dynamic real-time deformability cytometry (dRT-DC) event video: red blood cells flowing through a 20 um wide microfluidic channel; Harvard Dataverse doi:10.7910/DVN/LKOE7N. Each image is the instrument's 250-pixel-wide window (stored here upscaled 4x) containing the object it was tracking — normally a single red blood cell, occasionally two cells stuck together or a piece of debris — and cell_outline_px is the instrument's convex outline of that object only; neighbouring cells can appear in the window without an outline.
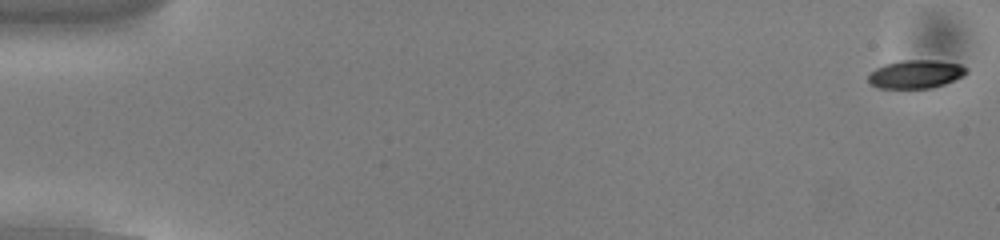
{"species": "common noctule bat (a hibernating species)", "species_latin": "Nyctalus noctula", "temperature_condition": "cold", "stored_images_in_passage": 54, "camera_frame_rate_fps": 3000, "um_per_image_px": 0.085, "animal": {"sex": "male", "body_mass_g": 13.0, "forearm_length_mm": 53.1}, "frame": {"image": 1, "passage_image": 1, "time_ms": 0.0, "image_size_px": [1000, 240], "cell_outline_px": [[968, 72], [944, 84], [932, 88], [880, 88], [872, 84], [868, 80], [868, 76], [876, 68], [884, 64], [900, 60], [932, 60], [960, 64], [968, 68]], "centroid_in_image_um": [77.83, 6.29], "position_along_channel_um": 7.2, "area_um2": 16.01}}
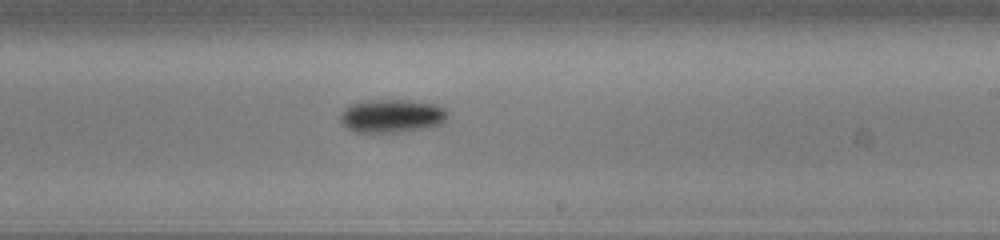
{"frame": {"image": 2, "passage_image": 33, "time_ms": 10.667, "image_size_px": [1000, 240], "cell_outline_px": [[448, 116], [440, 124], [428, 128], [400, 132], [356, 132], [348, 128], [340, 120], [340, 112], [344, 108], [352, 104], [364, 100], [412, 100], [436, 104], [444, 108], [448, 112]], "centroid_in_image_um": [33.32, 9.85], "position_along_channel_um": 255.7, "area_um2": 20.98}}
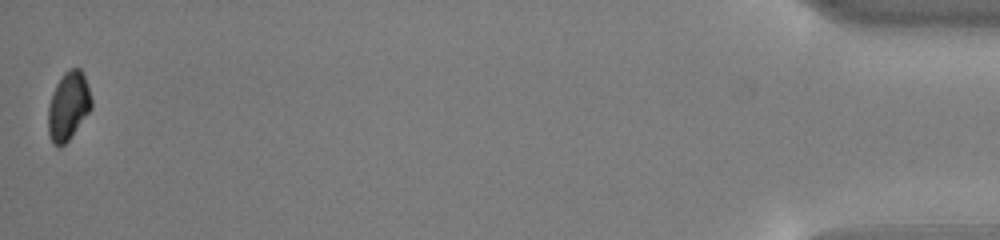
{"frame": {"image": 3, "passage_image": 54, "time_ms": 17.667, "image_size_px": [1000, 240], "cell_outline_px": [[92, 108], [68, 140], [60, 148], [52, 144], [48, 132], [48, 108], [56, 84], [64, 72], [72, 68], [80, 68], [84, 76], [92, 100]], "centroid_in_image_um": [5.8, 9.03], "position_along_channel_um": 429.4, "area_um2": 17.05}, "authors_computed_cell_mechanics": {"area_um2": 18.3515, "velocity_mm_per_s": 3.8168, "shape_relaxation_time_tau1_ms": 1.4958, "shape_relaxation_time_tau2_ms": null, "deformation_change_tau1": 0.107, "deformation_change_tau2": null}}